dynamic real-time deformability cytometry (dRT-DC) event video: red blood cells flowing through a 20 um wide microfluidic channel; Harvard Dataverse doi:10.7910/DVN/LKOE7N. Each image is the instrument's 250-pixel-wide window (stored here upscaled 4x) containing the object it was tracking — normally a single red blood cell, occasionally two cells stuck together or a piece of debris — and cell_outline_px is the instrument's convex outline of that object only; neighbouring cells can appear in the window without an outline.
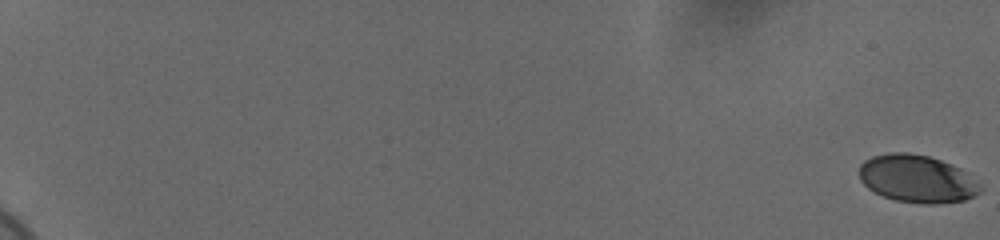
{"species": "human", "species_latin": "Homo sapiens", "temperature_condition": "cold", "stored_images_in_passage": 61, "camera_frame_rate_fps": 3000, "um_per_image_px": 0.085, "donor": {"sex": "female"}, "frame": {"image": 1, "passage_image": 1, "time_ms": 0.0, "image_size_px": [1000, 240], "cell_outline_px": [[984, 188], [980, 192], [964, 200], [936, 204], [924, 204], [896, 200], [884, 196], [868, 188], [860, 180], [860, 164], [864, 160], [872, 156], [888, 152], [908, 152], [928, 156], [952, 164], [960, 168], [980, 184]], "centroid_in_image_um": [77.95, 15.19], "position_along_channel_um": 7.1, "area_um2": 33.58}}
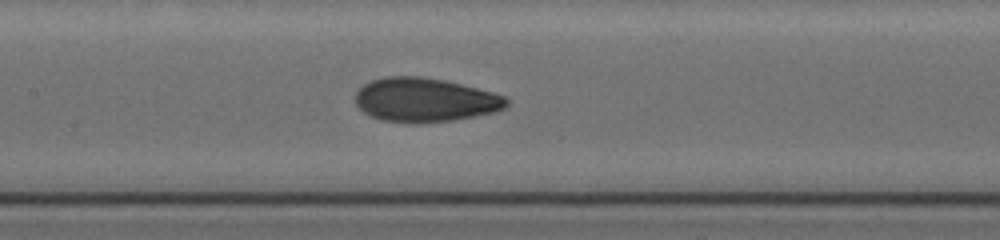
{"frame": {"image": 2, "passage_image": 34, "time_ms": 11.0, "image_size_px": [1000, 240], "cell_outline_px": [[508, 104], [504, 108], [496, 112], [452, 120], [420, 124], [408, 124], [380, 120], [364, 112], [356, 104], [356, 92], [364, 84], [372, 80], [384, 76], [420, 76], [444, 80], [492, 92], [504, 96], [508, 100]], "centroid_in_image_um": [36.1, 8.51], "position_along_channel_um": 171.3, "area_um2": 38.9}}
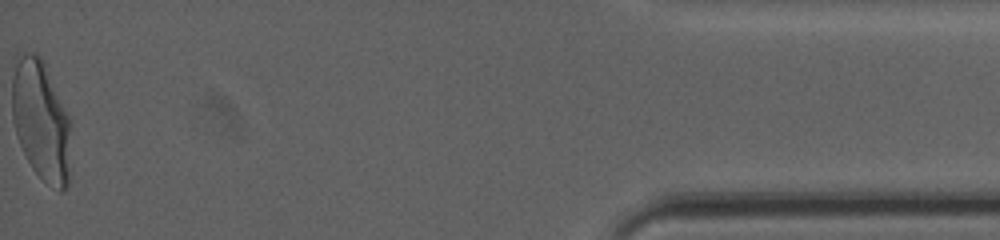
{"frame": {"image": 3, "passage_image": 61, "time_ms": 20.0, "image_size_px": [1000, 240], "cell_outline_px": [[72, 124], [68, 184], [60, 192], [44, 180], [32, 168], [20, 144], [12, 120], [12, 60], [16, 56], [24, 52], [36, 52], [44, 60]], "centroid_in_image_um": [3.48, 10.17], "position_along_channel_um": 431.7, "area_um2": 41.91}, "authors_computed_cell_mechanics": {"area_um2": 37.0498, "velocity_mm_per_s": 3.6809, "shape_relaxation_time_tau1_ms": 5.0588, "shape_relaxation_time_tau2_ms": 0.7829, "deformation_change_tau1": 0.1685, "deformation_change_tau2": 0.0517}}